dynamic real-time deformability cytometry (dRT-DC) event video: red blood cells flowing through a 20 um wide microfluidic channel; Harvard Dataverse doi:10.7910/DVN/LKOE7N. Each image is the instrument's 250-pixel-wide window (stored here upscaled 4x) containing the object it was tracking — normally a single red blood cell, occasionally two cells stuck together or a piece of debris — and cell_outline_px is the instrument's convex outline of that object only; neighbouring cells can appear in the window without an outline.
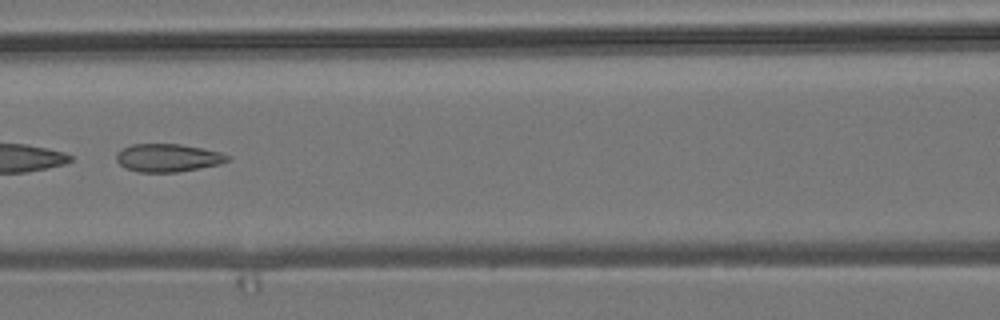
{"species": "common noctule bat (a hibernating species)", "species_latin": "Nyctalus noctula", "temperature_condition": "room temperature", "stored_images_in_passage": 4, "camera_frame_rate_fps": 3000, "um_per_image_px": 0.085, "animal": {"sex": "male", "body_mass_g": 19.2, "forearm_length_mm": 51.8}, "frame": {"image": 1, "passage_image": 3, "time_ms": 2.333, "image_size_px": [1000, 320], "cell_outline_px": [[232, 156], [228, 160], [220, 164], [176, 172], [136, 172], [124, 168], [116, 160], [116, 152], [132, 144], [180, 144], [204, 148], [220, 152]], "centroid_in_image_um": [14.26, 13.41], "position_along_channel_um": 152.3, "area_um2": 18.21}}
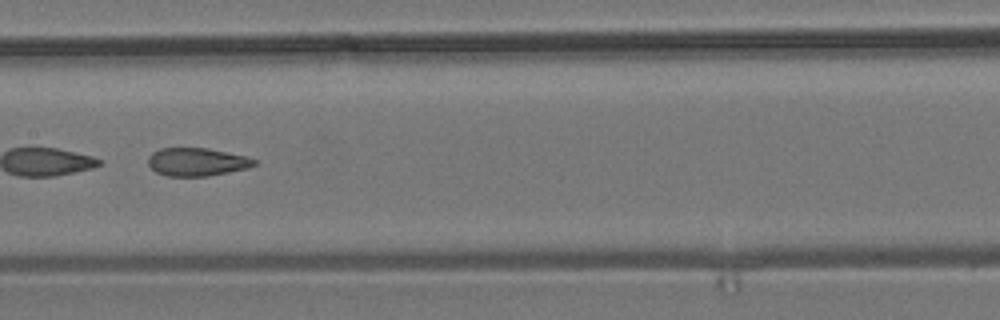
{"frame": {"image": 2, "passage_image": 4, "time_ms": 3.333, "image_size_px": [1000, 320], "cell_outline_px": [[260, 164], [248, 168], [208, 176], [168, 176], [156, 172], [148, 164], [148, 156], [152, 152], [160, 148], [208, 148], [248, 156], [260, 160]], "centroid_in_image_um": [16.81, 13.75], "position_along_channel_um": 190.6, "area_um2": 17.69}}